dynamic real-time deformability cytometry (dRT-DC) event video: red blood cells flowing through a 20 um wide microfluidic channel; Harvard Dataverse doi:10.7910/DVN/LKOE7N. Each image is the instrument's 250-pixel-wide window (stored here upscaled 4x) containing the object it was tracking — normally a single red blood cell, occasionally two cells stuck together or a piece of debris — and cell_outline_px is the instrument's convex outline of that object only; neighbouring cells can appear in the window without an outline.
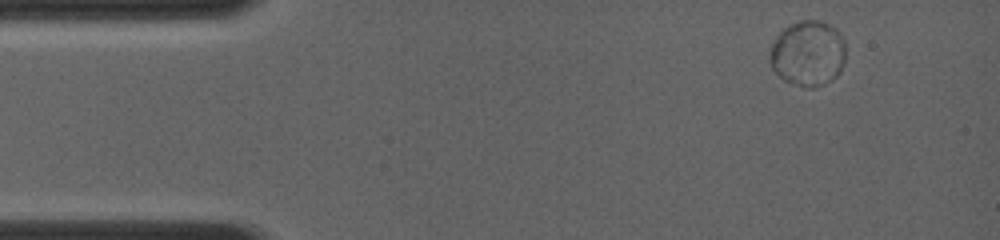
{"species": "common noctule bat (a hibernating species)", "species_latin": "Nyctalus noctula", "temperature_condition": "room temperature", "stored_images_in_passage": 6, "camera_frame_rate_fps": 4000, "um_per_image_px": 0.085, "animal": {"sex": "female", "body_mass_g": 19.0, "forearm_length_mm": 56.7}, "frame": {"image": 1, "passage_image": 1, "time_ms": 0.0, "image_size_px": [1000, 240], "cell_outline_px": [[844, 60], [840, 72], [832, 80], [816, 88], [808, 88], [784, 80], [772, 68], [768, 60], [768, 52], [776, 36], [784, 28], [800, 20], [820, 20], [836, 28], [844, 40]], "centroid_in_image_um": [68.66, 4.54], "position_along_channel_um": 16.3, "area_um2": 29.13}}
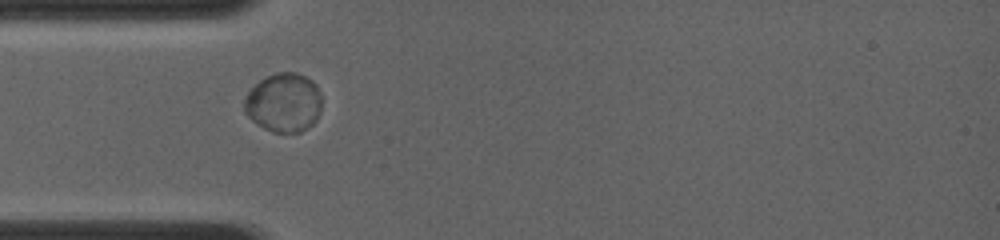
{"frame": {"image": 2, "passage_image": 4, "time_ms": 3.0, "image_size_px": [1000, 240], "cell_outline_px": [[320, 112], [316, 120], [312, 124], [300, 132], [272, 132], [264, 128], [252, 120], [244, 112], [244, 100], [248, 92], [264, 76], [276, 72], [296, 72], [312, 80], [316, 84], [320, 92]], "centroid_in_image_um": [24.11, 8.71], "position_along_channel_um": 60.9, "area_um2": 26.65}}
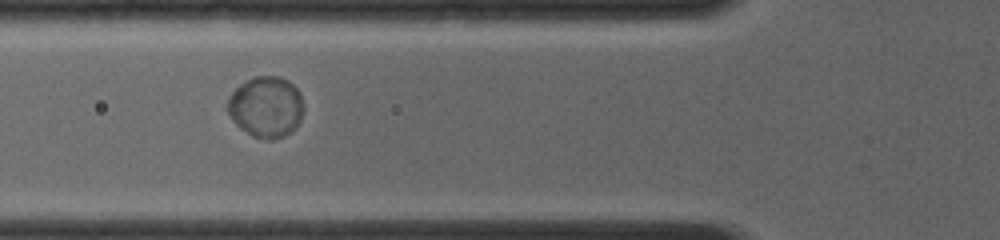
{"frame": {"image": 3, "passage_image": 5, "time_ms": 4.0, "image_size_px": [1000, 240], "cell_outline_px": [[304, 108], [300, 120], [284, 136], [272, 140], [268, 140], [252, 136], [240, 128], [232, 120], [228, 112], [228, 100], [232, 92], [240, 84], [256, 76], [280, 76], [288, 80], [300, 92], [304, 104]], "centroid_in_image_um": [22.62, 9.08], "position_along_channel_um": 103.2, "area_um2": 26.93}}